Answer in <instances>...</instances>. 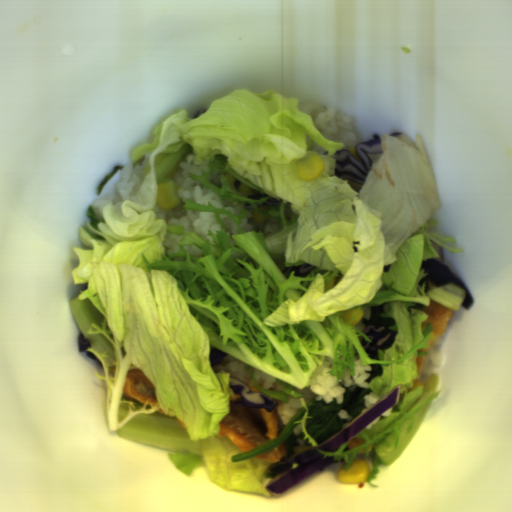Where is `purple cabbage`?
Listing matches in <instances>:
<instances>
[{
  "label": "purple cabbage",
  "instance_id": "c1f60e8f",
  "mask_svg": "<svg viewBox=\"0 0 512 512\" xmlns=\"http://www.w3.org/2000/svg\"><path fill=\"white\" fill-rule=\"evenodd\" d=\"M401 391L402 387L399 384L322 444L294 453L281 462L272 464L269 469L275 476L265 485V490L274 499H278L312 475L336 463L338 460L333 456L324 457L318 450L331 453L353 439L383 413L398 404Z\"/></svg>",
  "mask_w": 512,
  "mask_h": 512
},
{
  "label": "purple cabbage",
  "instance_id": "ea28d5fd",
  "mask_svg": "<svg viewBox=\"0 0 512 512\" xmlns=\"http://www.w3.org/2000/svg\"><path fill=\"white\" fill-rule=\"evenodd\" d=\"M355 151L358 158L349 149H341L332 154L335 159L334 175L341 180L363 185L373 166L369 155L383 153L379 134L374 132L371 140L358 142Z\"/></svg>",
  "mask_w": 512,
  "mask_h": 512
},
{
  "label": "purple cabbage",
  "instance_id": "f65ffa83",
  "mask_svg": "<svg viewBox=\"0 0 512 512\" xmlns=\"http://www.w3.org/2000/svg\"><path fill=\"white\" fill-rule=\"evenodd\" d=\"M385 304L372 306L370 318H362V324L365 326L362 334L370 341L363 337L361 344L369 357H374L377 350L390 348L397 333L392 330V326H396L395 319L385 316Z\"/></svg>",
  "mask_w": 512,
  "mask_h": 512
},
{
  "label": "purple cabbage",
  "instance_id": "39781b68",
  "mask_svg": "<svg viewBox=\"0 0 512 512\" xmlns=\"http://www.w3.org/2000/svg\"><path fill=\"white\" fill-rule=\"evenodd\" d=\"M421 268L428 274L421 279V282L424 284L425 293L447 283L457 284L465 292L461 306L466 311L471 309L475 301L473 295L461 278L449 270L447 264L435 258H428L422 261Z\"/></svg>",
  "mask_w": 512,
  "mask_h": 512
},
{
  "label": "purple cabbage",
  "instance_id": "9ea6ddef",
  "mask_svg": "<svg viewBox=\"0 0 512 512\" xmlns=\"http://www.w3.org/2000/svg\"><path fill=\"white\" fill-rule=\"evenodd\" d=\"M229 388L240 395L241 400H236L234 405L245 408H263L265 411L272 412L277 406V402L261 391H251L249 386L235 376H230Z\"/></svg>",
  "mask_w": 512,
  "mask_h": 512
},
{
  "label": "purple cabbage",
  "instance_id": "8b30caba",
  "mask_svg": "<svg viewBox=\"0 0 512 512\" xmlns=\"http://www.w3.org/2000/svg\"><path fill=\"white\" fill-rule=\"evenodd\" d=\"M77 345L79 353H84L87 359H91L94 363L104 369L103 364L98 359V357L94 353L87 351L91 347V342L90 339L86 338L83 333L79 334Z\"/></svg>",
  "mask_w": 512,
  "mask_h": 512
},
{
  "label": "purple cabbage",
  "instance_id": "06f8d472",
  "mask_svg": "<svg viewBox=\"0 0 512 512\" xmlns=\"http://www.w3.org/2000/svg\"><path fill=\"white\" fill-rule=\"evenodd\" d=\"M227 355H229V354H227L226 352H224V351H222V350H220V349L210 345L209 360H210L211 366L223 363L224 358Z\"/></svg>",
  "mask_w": 512,
  "mask_h": 512
},
{
  "label": "purple cabbage",
  "instance_id": "9cd0cae8",
  "mask_svg": "<svg viewBox=\"0 0 512 512\" xmlns=\"http://www.w3.org/2000/svg\"><path fill=\"white\" fill-rule=\"evenodd\" d=\"M316 266L312 265V264H307V263H304V264H300L298 266H293V270L295 271L294 272V276H303L305 274H307L308 272H310L313 268H315Z\"/></svg>",
  "mask_w": 512,
  "mask_h": 512
},
{
  "label": "purple cabbage",
  "instance_id": "38c2f254",
  "mask_svg": "<svg viewBox=\"0 0 512 512\" xmlns=\"http://www.w3.org/2000/svg\"><path fill=\"white\" fill-rule=\"evenodd\" d=\"M282 201H279L273 197H269L268 200L262 204H258V208L261 207V206H278V205H281Z\"/></svg>",
  "mask_w": 512,
  "mask_h": 512
}]
</instances>
